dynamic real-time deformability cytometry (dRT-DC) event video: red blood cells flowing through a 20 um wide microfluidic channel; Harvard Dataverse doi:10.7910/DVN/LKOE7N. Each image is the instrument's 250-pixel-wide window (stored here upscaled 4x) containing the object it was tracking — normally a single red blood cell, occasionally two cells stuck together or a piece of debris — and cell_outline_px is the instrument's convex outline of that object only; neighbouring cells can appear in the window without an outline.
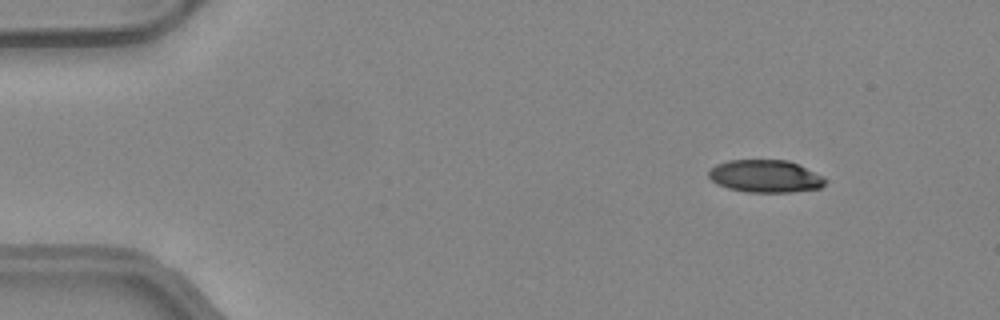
{"species": "common noctule bat (a hibernating species)", "species_latin": "Nyctalus noctula", "temperature_condition": "warm", "stored_images_in_passage": 49, "camera_frame_rate_fps": 3000, "um_per_image_px": 0.085, "animal": {"sex": "female", "body_mass_g": 24.6, "forearm_length_mm": 56.2}, "frame": {"image": 1, "passage_image": 6, "time_ms": 1.667, "image_size_px": [1000, 320], "cell_outline_px": [[824, 184], [820, 188], [792, 192], [748, 192], [728, 188], [716, 184], [708, 176], [708, 172], [716, 164], [728, 160], [788, 160], [824, 176]], "centroid_in_image_um": [65.03, 14.98], "position_along_channel_um": 20.0, "area_um2": 22.02}}
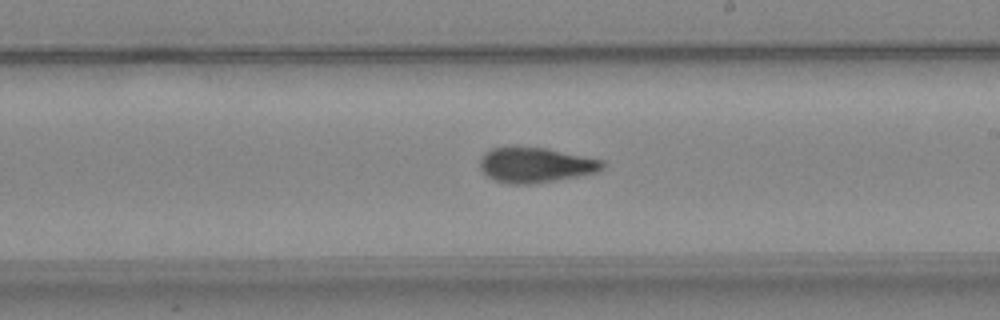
{"frame": {"image": 2, "passage_image": 29, "time_ms": 9.333, "image_size_px": [1000, 320], "cell_outline_px": [[604, 168], [596, 172], [556, 180], [532, 184], [512, 184], [496, 180], [488, 176], [480, 168], [480, 160], [484, 152], [492, 148], [548, 148], [604, 160]], "centroid_in_image_um": [45.54, 14.03], "position_along_channel_um": 243.5, "area_um2": 24.74}}
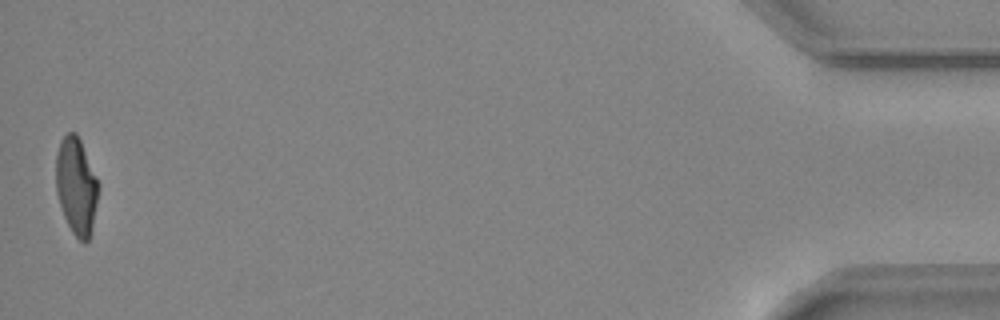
{"frame": {"image": 3, "passage_image": 49, "time_ms": 16.0, "image_size_px": [1000, 320], "cell_outline_px": [[100, 188], [92, 224], [88, 240], [84, 244], [72, 232], [64, 216], [56, 192], [56, 152], [60, 140], [68, 132], [76, 132], [80, 140], [100, 184]], "centroid_in_image_um": [6.48, 15.78], "position_along_channel_um": 428.7, "area_um2": 23.93}, "authors_computed_cell_mechanics": {"area_um2": 24.7384, "velocity_mm_per_s": 4.193, "shape_relaxation_time_tau1_ms": 8.9005, "shape_relaxation_time_tau2_ms": 2.0259, "deformation_change_tau1": 0.2639, "deformation_change_tau2": 0.1019}}